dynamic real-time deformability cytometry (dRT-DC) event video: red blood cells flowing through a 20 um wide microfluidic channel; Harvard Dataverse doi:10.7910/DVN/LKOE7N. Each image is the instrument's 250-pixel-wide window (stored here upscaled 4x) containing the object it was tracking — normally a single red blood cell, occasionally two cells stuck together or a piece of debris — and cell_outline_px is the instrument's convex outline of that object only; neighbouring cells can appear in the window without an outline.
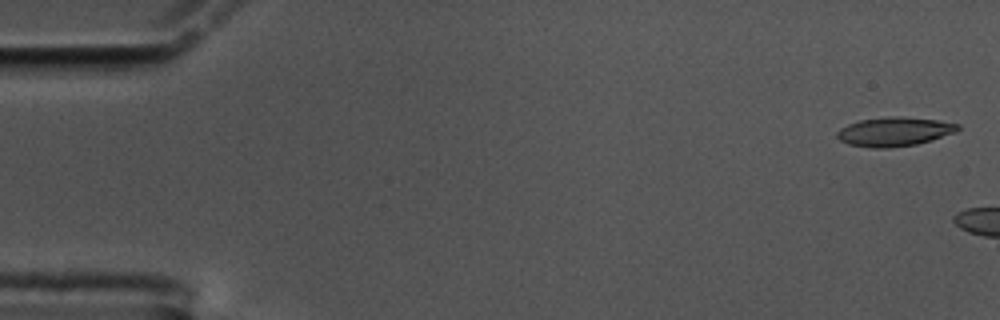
{"species": "common noctule bat (a hibernating species)", "species_latin": "Nyctalus noctula", "temperature_condition": "cold", "stored_images_in_passage": 7, "camera_frame_rate_fps": 3000, "um_per_image_px": 0.085, "animal": {"sex": "male", "body_mass_g": 17.5, "forearm_length_mm": 52.3}, "frame": {"image": 1, "passage_image": 2, "time_ms": 0.333, "image_size_px": [1000, 320], "cell_outline_px": [[960, 128], [956, 132], [932, 140], [916, 144], [888, 148], [872, 148], [848, 144], [840, 140], [836, 136], [836, 132], [840, 128], [848, 124], [860, 120], [892, 116], [900, 116], [936, 120], [960, 124]], "centroid_in_image_um": [76.01, 11.19], "position_along_channel_um": 9.0, "area_um2": 20.46}}